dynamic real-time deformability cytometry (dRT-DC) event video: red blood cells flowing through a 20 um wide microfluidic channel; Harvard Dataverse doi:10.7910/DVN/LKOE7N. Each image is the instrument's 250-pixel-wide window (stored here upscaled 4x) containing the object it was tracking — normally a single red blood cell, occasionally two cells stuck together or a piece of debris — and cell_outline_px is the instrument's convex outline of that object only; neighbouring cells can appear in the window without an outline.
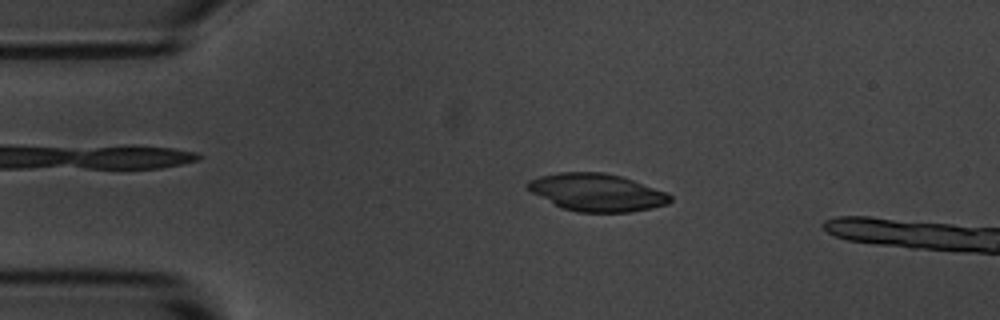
{"species": "common noctule bat (a hibernating species)", "species_latin": "Nyctalus noctula", "temperature_condition": "room temperature", "stored_images_in_passage": 49, "camera_frame_rate_fps": 3000, "um_per_image_px": 0.085, "animal": {"sex": "male", "body_mass_g": 20.1, "forearm_length_mm": 53.5}, "frame": {"image": 1, "passage_image": 10, "time_ms": 3.0, "image_size_px": [1000, 320], "cell_outline_px": [[672, 200], [668, 204], [652, 208], [632, 212], [576, 212], [564, 208], [532, 192], [524, 184], [528, 180], [540, 176], [556, 172], [604, 172], [620, 176], [668, 192], [672, 196]], "centroid_in_image_um": [50.77, 16.35], "position_along_channel_um": 34.2, "area_um2": 31.1}}